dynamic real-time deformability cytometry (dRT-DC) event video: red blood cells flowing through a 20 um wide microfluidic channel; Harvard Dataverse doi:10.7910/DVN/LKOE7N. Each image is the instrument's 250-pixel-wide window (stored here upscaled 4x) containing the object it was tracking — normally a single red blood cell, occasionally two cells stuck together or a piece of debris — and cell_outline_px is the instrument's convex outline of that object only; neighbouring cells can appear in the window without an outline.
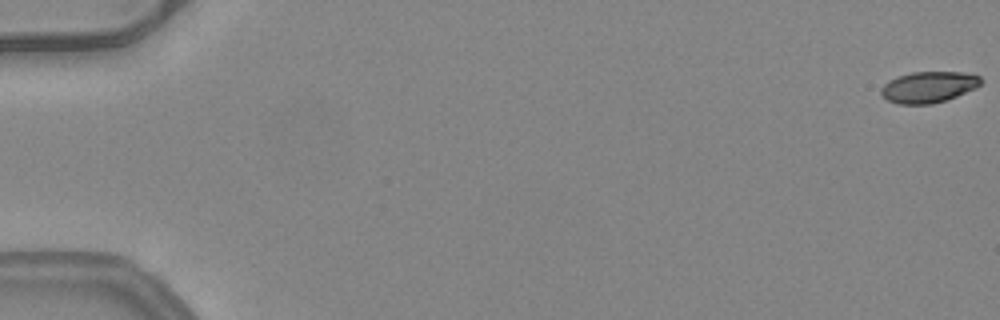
{"species": "common noctule bat (a hibernating species)", "species_latin": "Nyctalus noctula", "temperature_condition": "warm", "stored_images_in_passage": 53, "camera_frame_rate_fps": 3000, "um_per_image_px": 0.085, "animal": {"sex": "female", "body_mass_g": 24.6, "forearm_length_mm": 56.2}, "frame": {"image": 1, "passage_image": 1, "time_ms": 0.0, "image_size_px": [1000, 320], "cell_outline_px": [[984, 80], [976, 88], [956, 96], [932, 104], [900, 104], [888, 100], [880, 92], [880, 88], [888, 80], [896, 76], [912, 72], [964, 72], [980, 76]], "centroid_in_image_um": [78.93, 7.38], "position_along_channel_um": 6.1, "area_um2": 18.15}}
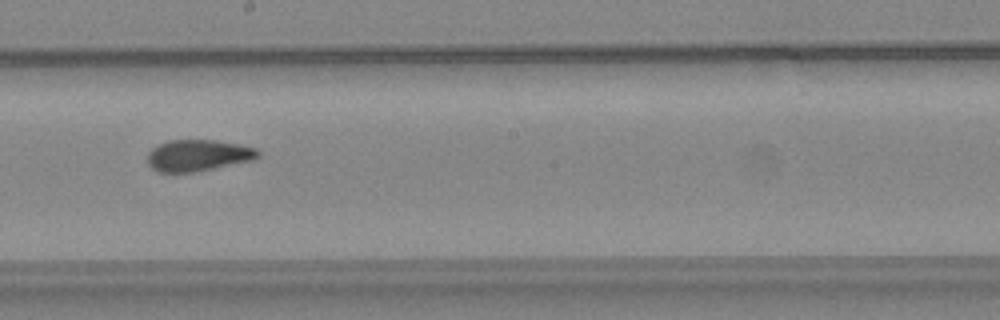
{"frame": {"image": 2, "passage_image": 31, "time_ms": 10.0, "image_size_px": [1000, 320], "cell_outline_px": [[260, 156], [252, 160], [192, 172], [160, 172], [152, 168], [148, 164], [148, 152], [156, 144], [168, 140], [216, 140], [256, 148], [260, 152]], "centroid_in_image_um": [16.8, 13.19], "position_along_channel_um": 231.4, "area_um2": 20.11}}
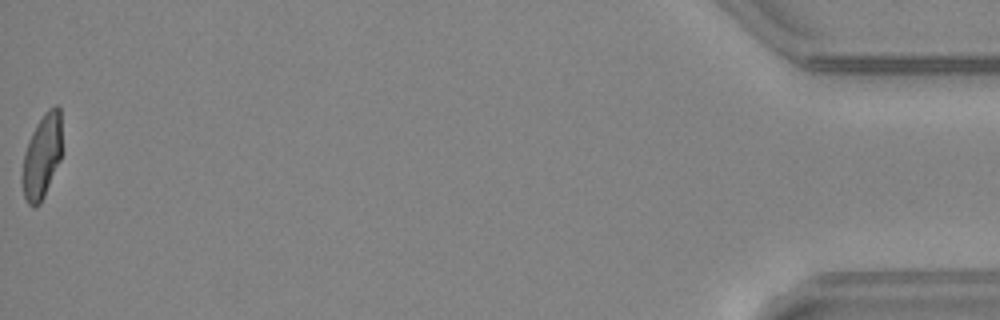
{"frame": {"image": 3, "passage_image": 53, "time_ms": 17.333, "image_size_px": [1000, 320], "cell_outline_px": [[60, 160], [44, 196], [40, 204], [36, 208], [28, 204], [24, 196], [20, 180], [20, 176], [24, 152], [28, 140], [36, 124], [44, 112], [48, 108], [56, 104], [60, 108]], "centroid_in_image_um": [3.52, 13.31], "position_along_channel_um": 431.7, "area_um2": 19.65}, "authors_computed_cell_mechanics": {"area_um2": 20.1722, "velocity_mm_per_s": 4.0574, "shape_relaxation_time_tau1_ms": 7.9921, "shape_relaxation_time_tau2_ms": 1.7003, "deformation_change_tau1": 0.2387, "deformation_change_tau2": 0.0703}}